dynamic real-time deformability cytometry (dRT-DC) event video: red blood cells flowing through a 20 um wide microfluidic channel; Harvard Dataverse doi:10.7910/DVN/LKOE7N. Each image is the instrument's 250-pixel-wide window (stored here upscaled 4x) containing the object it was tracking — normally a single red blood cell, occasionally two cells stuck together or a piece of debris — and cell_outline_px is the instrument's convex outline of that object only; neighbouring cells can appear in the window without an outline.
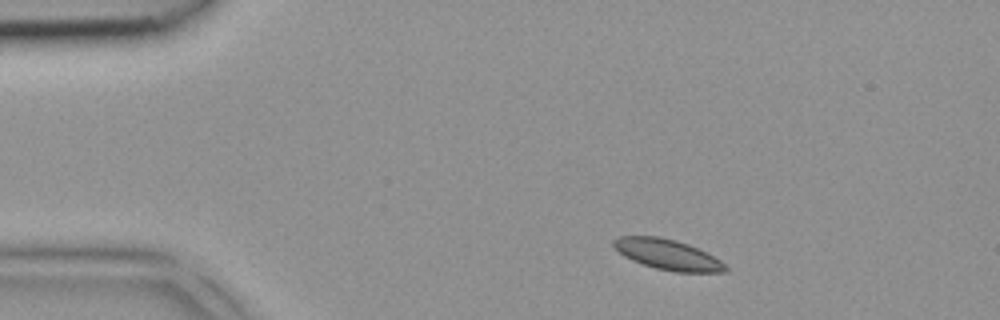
{"species": "common noctule bat (a hibernating species)", "species_latin": "Nyctalus noctula", "temperature_condition": "room temperature", "stored_images_in_passage": 5, "camera_frame_rate_fps": 3000, "um_per_image_px": 0.085, "animal": {"sex": "female", "body_mass_g": 18.4}, "frame": {"image": 1, "passage_image": 1, "time_ms": 0.0, "image_size_px": [1000, 320], "cell_outline_px": [[728, 272], [672, 272], [656, 268], [632, 260], [624, 256], [612, 244], [612, 240], [620, 236], [660, 236], [676, 240], [688, 244], [720, 260], [728, 268]], "centroid_in_image_um": [56.74, 21.63], "position_along_channel_um": 28.3, "area_um2": 19.65}}
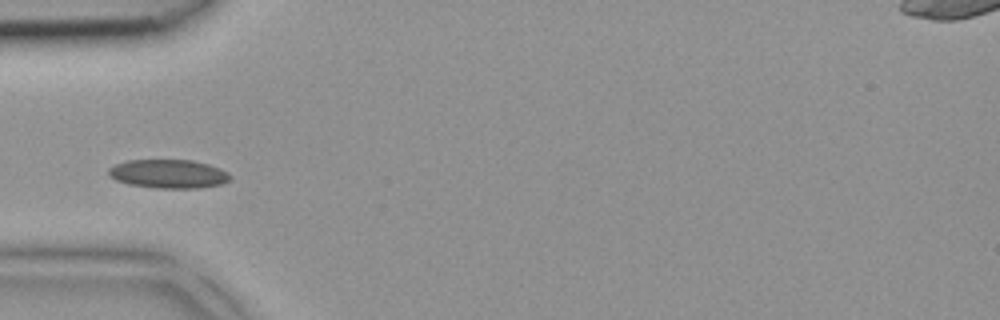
{"frame": {"image": 2, "passage_image": 3, "time_ms": 0.667, "image_size_px": [1000, 320], "cell_outline_px": [[232, 176], [228, 180], [220, 184], [200, 188], [156, 188], [128, 184], [116, 180], [108, 176], [108, 168], [116, 164], [128, 160], [192, 160], [208, 164], [220, 168], [228, 172]], "centroid_in_image_um": [14.31, 14.78], "position_along_channel_um": 70.7, "area_um2": 20.4}}